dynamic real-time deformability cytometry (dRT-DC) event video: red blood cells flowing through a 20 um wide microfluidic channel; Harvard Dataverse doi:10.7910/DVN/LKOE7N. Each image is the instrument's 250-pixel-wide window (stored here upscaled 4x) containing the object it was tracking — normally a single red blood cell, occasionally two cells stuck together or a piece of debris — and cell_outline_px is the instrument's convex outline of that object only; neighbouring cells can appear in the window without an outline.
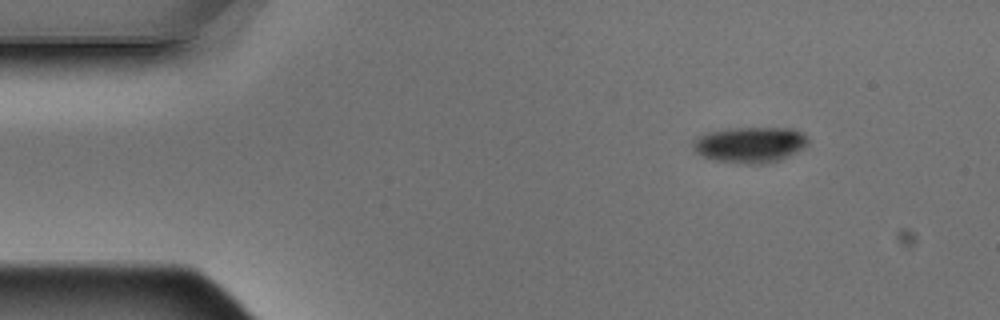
{"species": "Egyptian fruit bat (a non-hibernating species)", "species_latin": "Rousettus aegyptiacus", "temperature_condition": "warm", "stored_images_in_passage": 7, "camera_frame_rate_fps": 3000, "um_per_image_px": 0.085, "animal": {"sex": "male"}, "frame": {"image": 1, "passage_image": 1, "time_ms": 0.0, "image_size_px": [1000, 320], "cell_outline_px": [[808, 144], [776, 160], [760, 164], [748, 164], [716, 160], [704, 156], [696, 152], [692, 148], [692, 144], [704, 132], [728, 128], [792, 128], [808, 136]], "centroid_in_image_um": [63.7, 12.27], "position_along_channel_um": 21.3, "area_um2": 23.52}}
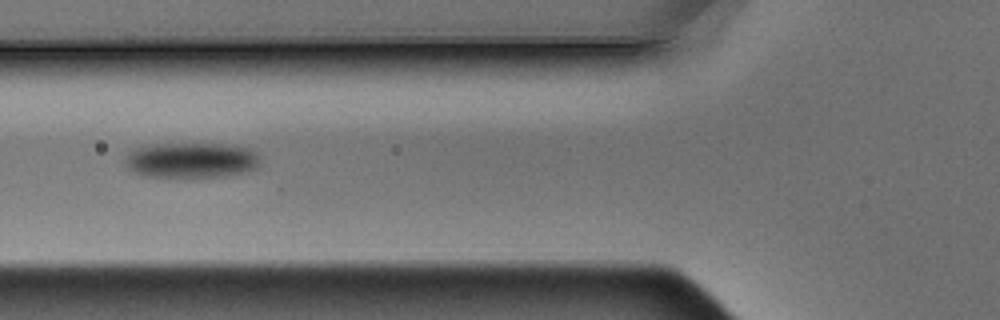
{"frame": {"image": 2, "passage_image": 5, "time_ms": 1.333, "image_size_px": [1000, 320], "cell_outline_px": [[260, 160], [256, 168], [224, 176], [144, 176], [128, 168], [124, 164], [124, 160], [128, 152], [136, 148], [156, 144], [232, 144], [248, 148], [256, 152], [260, 156]], "centroid_in_image_um": [16.26, 13.59], "position_along_channel_um": 109.5, "area_um2": 27.57}}
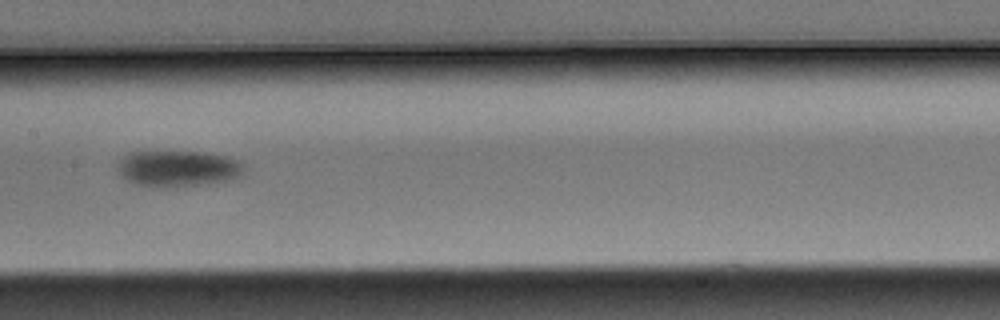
{"frame": {"image": 3, "passage_image": 7, "time_ms": 2.0, "image_size_px": [1000, 320], "cell_outline_px": [[240, 172], [236, 176], [224, 180], [200, 184], [160, 188], [136, 184], [124, 180], [120, 176], [120, 160], [128, 152], [136, 148], [200, 152], [224, 156], [236, 160], [240, 164]], "centroid_in_image_um": [14.92, 14.27], "position_along_channel_um": 192.5, "area_um2": 26.82}}